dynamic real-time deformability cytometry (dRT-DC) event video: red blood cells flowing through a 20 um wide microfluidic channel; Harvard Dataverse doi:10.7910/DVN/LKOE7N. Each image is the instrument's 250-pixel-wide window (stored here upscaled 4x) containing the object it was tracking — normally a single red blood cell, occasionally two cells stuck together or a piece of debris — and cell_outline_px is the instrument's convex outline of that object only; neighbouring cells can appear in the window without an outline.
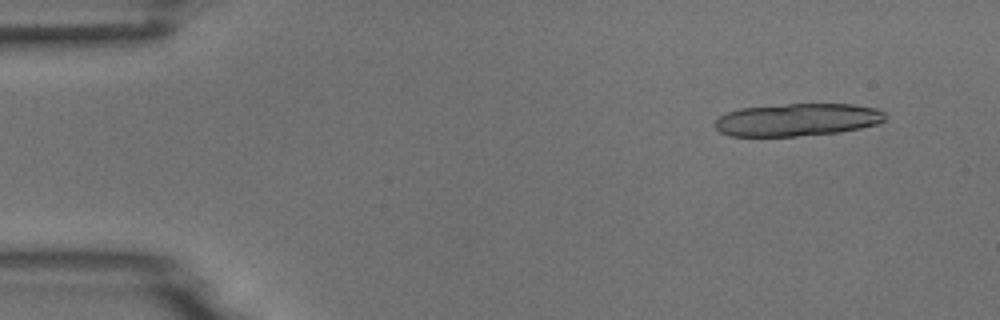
{"species": "common noctule bat (a hibernating species)", "species_latin": "Nyctalus noctula", "temperature_condition": "room temperature", "stored_images_in_passage": 5, "camera_frame_rate_fps": 3000, "um_per_image_px": 0.085, "animal": {"sex": "male", "body_mass_g": 18.8}, "frame": {"image": 1, "passage_image": 1, "time_ms": 0.0, "image_size_px": [1000, 320], "cell_outline_px": [[888, 116], [884, 120], [876, 124], [860, 128], [840, 132], [796, 136], [732, 136], [720, 132], [712, 124], [720, 116], [728, 112], [740, 108], [788, 104], [852, 104], [876, 108], [884, 112]], "centroid_in_image_um": [67.77, 10.18], "position_along_channel_um": 17.2, "area_um2": 32.37}}